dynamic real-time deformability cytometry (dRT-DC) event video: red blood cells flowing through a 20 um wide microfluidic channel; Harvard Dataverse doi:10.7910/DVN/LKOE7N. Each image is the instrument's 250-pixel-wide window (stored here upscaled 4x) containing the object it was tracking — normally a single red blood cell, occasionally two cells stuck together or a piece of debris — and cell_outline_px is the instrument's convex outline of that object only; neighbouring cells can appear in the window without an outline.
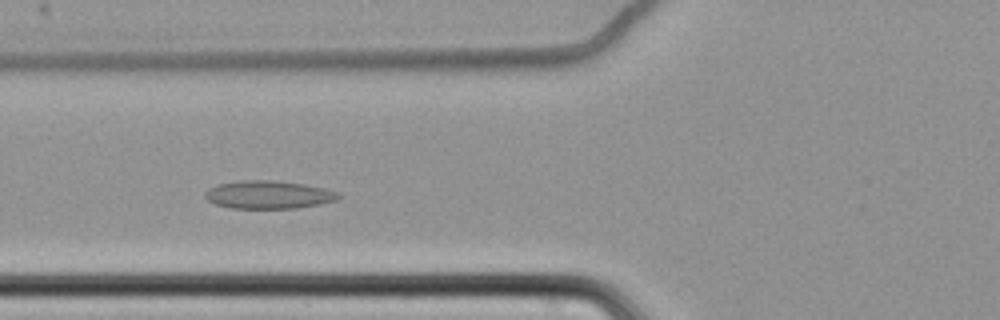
{"species": "common noctule bat (a hibernating species)", "species_latin": "Nyctalus noctula", "temperature_condition": "cold", "stored_images_in_passage": 15, "camera_frame_rate_fps": 3000, "um_per_image_px": 0.085, "animal": {"sex": "female", "body_mass_g": 22.7, "forearm_length_mm": 54.2}, "frame": {"image": 1, "passage_image": 4, "time_ms": 1.0, "image_size_px": [1000, 320], "cell_outline_px": [[340, 196], [336, 200], [320, 204], [296, 208], [232, 208], [216, 204], [208, 200], [204, 196], [204, 192], [208, 188], [216, 184], [240, 180], [272, 180], [304, 184], [324, 188], [336, 192]], "centroid_in_image_um": [22.77, 16.54], "position_along_channel_um": 103.0, "area_um2": 21.73}}
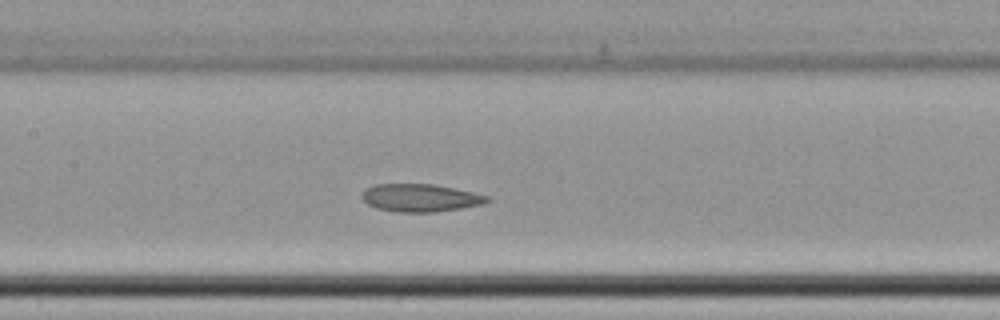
{"frame": {"image": 2, "passage_image": 10, "time_ms": 3.0, "image_size_px": [1000, 320], "cell_outline_px": [[492, 200], [484, 204], [460, 208], [432, 212], [396, 212], [376, 208], [368, 204], [360, 196], [360, 192], [364, 188], [376, 184], [432, 184], [472, 192], [488, 196]], "centroid_in_image_um": [35.68, 16.81], "position_along_channel_um": 171.7, "area_um2": 20.29}}
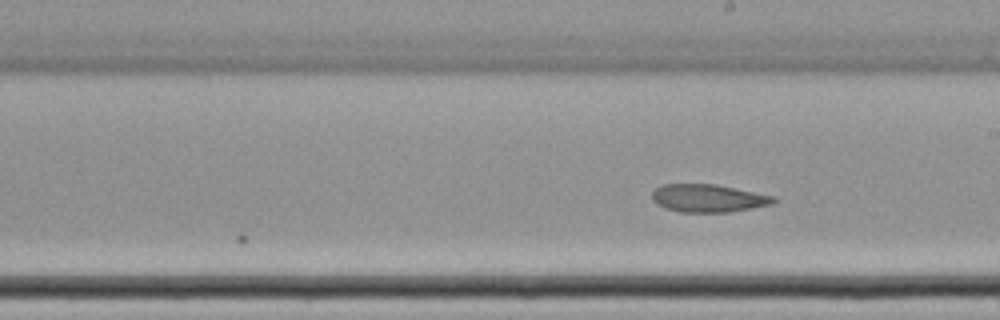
{"frame": {"image": 3, "passage_image": 15, "time_ms": 4.667, "image_size_px": [1000, 320], "cell_outline_px": [[776, 200], [772, 204], [752, 208], [728, 212], [680, 212], [664, 208], [656, 204], [652, 200], [652, 192], [660, 184], [716, 184], [776, 196]], "centroid_in_image_um": [60.18, 16.84], "position_along_channel_um": 228.8, "area_um2": 19.88}}